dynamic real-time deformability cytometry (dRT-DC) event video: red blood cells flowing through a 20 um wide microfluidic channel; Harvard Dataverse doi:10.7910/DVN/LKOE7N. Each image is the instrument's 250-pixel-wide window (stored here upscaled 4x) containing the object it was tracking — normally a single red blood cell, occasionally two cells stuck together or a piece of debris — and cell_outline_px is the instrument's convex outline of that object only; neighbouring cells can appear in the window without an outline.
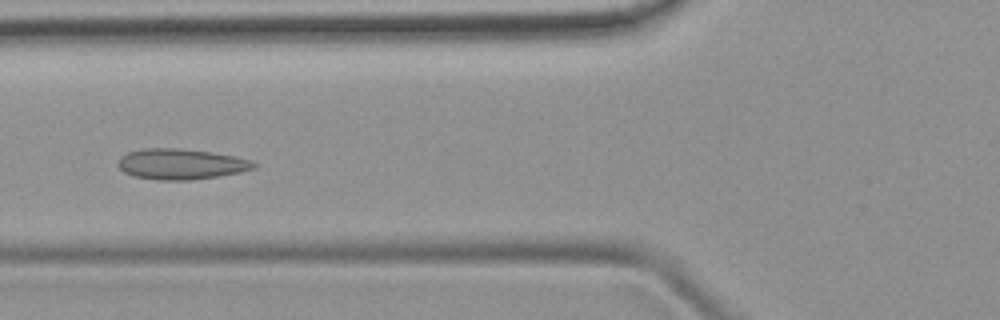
{"species": "common noctule bat (a hibernating species)", "species_latin": "Nyctalus noctula", "temperature_condition": "room temperature", "stored_images_in_passage": 41, "camera_frame_rate_fps": 3000, "um_per_image_px": 0.085, "animal": {"sex": "female", "body_mass_g": 19.9}, "frame": {"image": 1, "passage_image": 15, "time_ms": 4.667, "image_size_px": [1000, 320], "cell_outline_px": [[256, 168], [240, 172], [220, 176], [188, 180], [156, 180], [132, 176], [124, 172], [116, 164], [120, 156], [128, 152], [144, 148], [180, 148], [212, 152], [236, 156], [252, 160], [256, 164]], "centroid_in_image_um": [15.37, 13.94], "position_along_channel_um": 110.4, "area_um2": 24.51}}
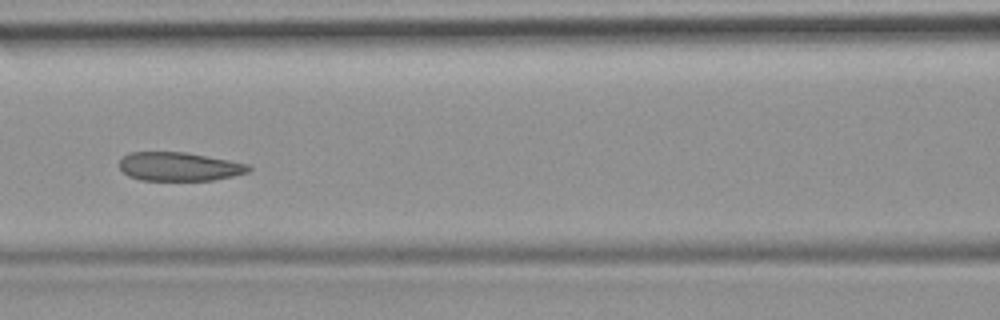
{"frame": {"image": 2, "passage_image": 18, "time_ms": 5.667, "image_size_px": [1000, 320], "cell_outline_px": [[252, 168], [248, 172], [232, 176], [212, 180], [140, 180], [128, 176], [120, 168], [120, 160], [128, 152], [184, 152], [228, 160], [248, 164]], "centroid_in_image_um": [15.21, 14.16], "position_along_channel_um": 151.4, "area_um2": 21.44}}
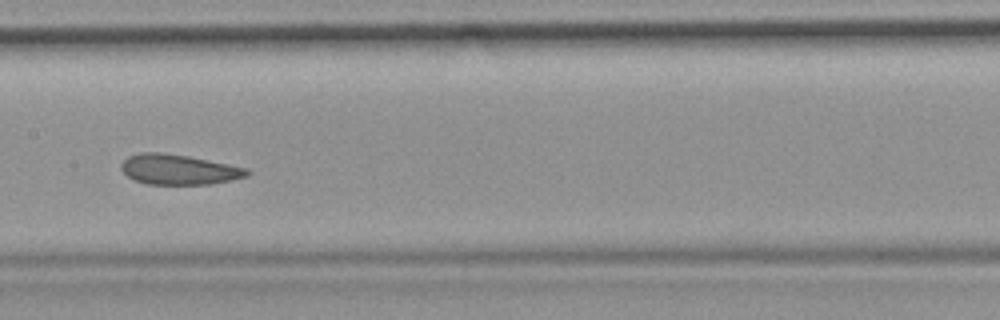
{"frame": {"image": 3, "passage_image": 21, "time_ms": 6.667, "image_size_px": [1000, 320], "cell_outline_px": [[252, 172], [248, 176], [232, 180], [212, 184], [144, 184], [128, 176], [120, 168], [120, 164], [128, 156], [140, 152], [160, 152], [188, 156], [248, 168]], "centroid_in_image_um": [15.21, 14.41], "position_along_channel_um": 192.2, "area_um2": 22.2}}